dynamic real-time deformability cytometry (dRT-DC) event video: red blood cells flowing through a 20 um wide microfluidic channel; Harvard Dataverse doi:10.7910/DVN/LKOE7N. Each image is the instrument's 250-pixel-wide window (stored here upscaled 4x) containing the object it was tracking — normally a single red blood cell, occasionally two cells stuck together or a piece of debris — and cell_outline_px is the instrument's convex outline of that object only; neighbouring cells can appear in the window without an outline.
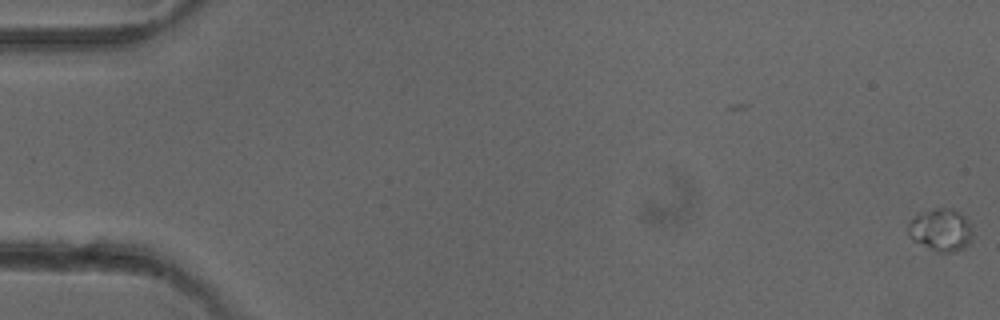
{"species": "common noctule bat (a hibernating species)", "species_latin": "Nyctalus noctula", "temperature_condition": "cold", "stored_images_in_passage": 4, "camera_frame_rate_fps": 3000, "um_per_image_px": 0.085, "animal": {"sex": "female"}, "frame": {"image": 1, "passage_image": 1, "time_ms": 0.0, "image_size_px": [1000, 320], "cell_outline_px": [[972, 236], [968, 244], [964, 248], [952, 252], [936, 252], [912, 240], [908, 236], [908, 224], [916, 216], [936, 208], [944, 208], [956, 212], [964, 216], [968, 220], [972, 232]], "centroid_in_image_um": [79.96, 19.59], "position_along_channel_um": 5.0, "area_um2": 15.61}}